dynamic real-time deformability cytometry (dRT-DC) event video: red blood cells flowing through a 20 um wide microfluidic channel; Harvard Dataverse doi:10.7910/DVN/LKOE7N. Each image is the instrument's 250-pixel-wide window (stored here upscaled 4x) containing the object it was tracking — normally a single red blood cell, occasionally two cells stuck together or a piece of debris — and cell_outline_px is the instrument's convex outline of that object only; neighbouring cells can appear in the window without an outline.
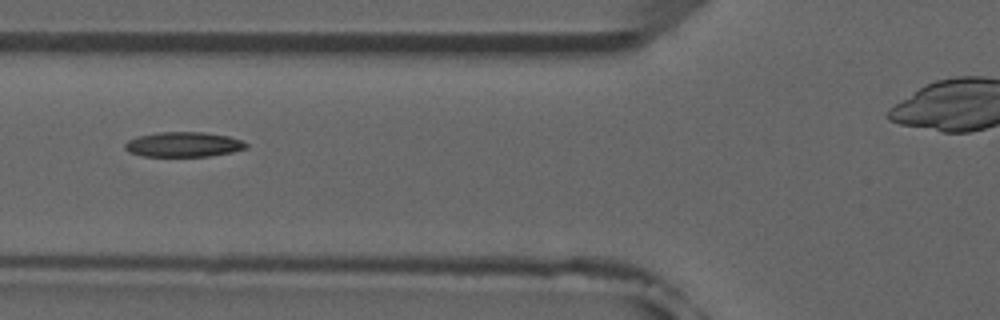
{"species": "common noctule bat (a hibernating species)", "species_latin": "Nyctalus noctula", "temperature_condition": "room temperature", "stored_images_in_passage": 7, "camera_frame_rate_fps": 3000, "um_per_image_px": 0.085, "animal": {"sex": "male", "forearm_length_mm": 52.5}, "frame": {"image": 1, "passage_image": 6, "time_ms": 6.0, "image_size_px": [1000, 320], "cell_outline_px": [[248, 148], [232, 152], [208, 156], [144, 156], [128, 152], [124, 148], [124, 144], [128, 140], [136, 136], [160, 132], [204, 132], [228, 136], [240, 140], [248, 144]], "centroid_in_image_um": [15.58, 12.27], "position_along_channel_um": 110.2, "area_um2": 17.63}}